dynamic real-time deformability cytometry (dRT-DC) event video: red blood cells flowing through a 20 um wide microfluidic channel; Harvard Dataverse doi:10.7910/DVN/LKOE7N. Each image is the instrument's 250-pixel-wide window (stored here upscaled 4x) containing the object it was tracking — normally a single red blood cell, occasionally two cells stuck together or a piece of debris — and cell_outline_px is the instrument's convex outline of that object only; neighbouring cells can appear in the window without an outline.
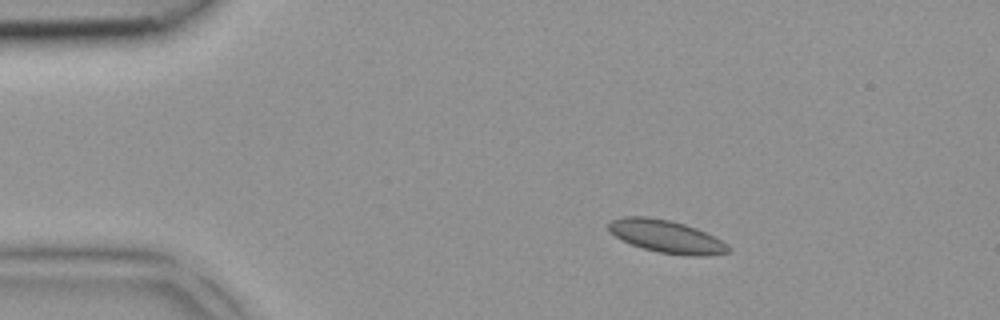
{"species": "common noctule bat (a hibernating species)", "species_latin": "Nyctalus noctula", "temperature_condition": "room temperature", "stored_images_in_passage": 3, "camera_frame_rate_fps": 3000, "um_per_image_px": 0.085, "animal": {"sex": "female", "body_mass_g": 18.4}, "frame": {"image": 1, "passage_image": 1, "time_ms": 0.0, "image_size_px": [1000, 320], "cell_outline_px": [[732, 248], [728, 252], [708, 256], [688, 256], [660, 252], [644, 248], [632, 244], [608, 232], [608, 224], [612, 220], [624, 216], [648, 216], [668, 220], [684, 224], [696, 228], [728, 244]], "centroid_in_image_um": [56.65, 20.1], "position_along_channel_um": 28.4, "area_um2": 22.6}}
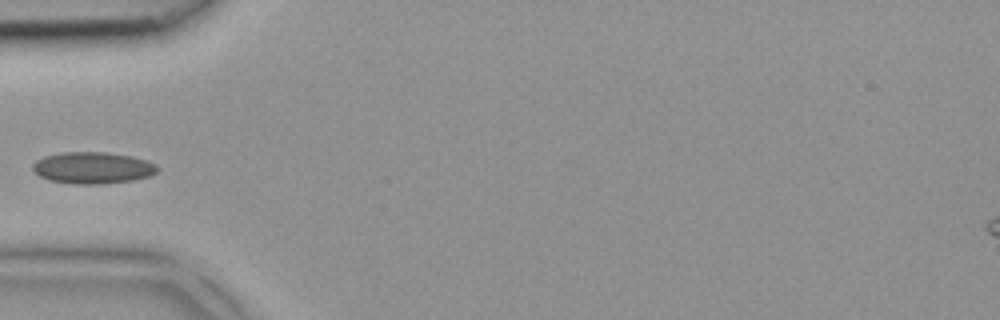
{"frame": {"image": 2, "passage_image": 3, "time_ms": 0.667, "image_size_px": [1000, 320], "cell_outline_px": [[160, 168], [156, 172], [148, 176], [132, 180], [100, 184], [72, 184], [48, 180], [32, 172], [32, 164], [36, 160], [44, 156], [60, 152], [108, 152], [132, 156], [148, 160], [156, 164]], "centroid_in_image_um": [7.85, 14.26], "position_along_channel_um": 77.1, "area_um2": 23.29}}